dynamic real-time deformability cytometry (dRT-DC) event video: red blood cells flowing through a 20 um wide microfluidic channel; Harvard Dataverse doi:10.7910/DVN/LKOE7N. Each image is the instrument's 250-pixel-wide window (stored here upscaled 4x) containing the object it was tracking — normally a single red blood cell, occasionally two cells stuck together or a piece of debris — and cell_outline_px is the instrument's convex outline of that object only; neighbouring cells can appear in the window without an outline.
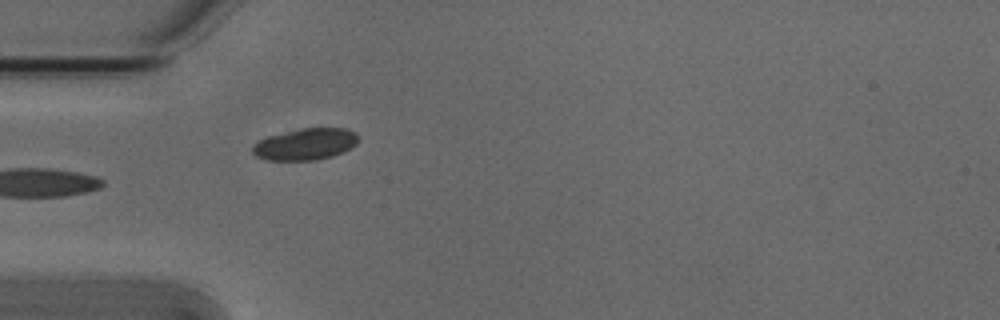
{"species": "Egyptian fruit bat (a non-hibernating species)", "species_latin": "Rousettus aegyptiacus", "temperature_condition": "cold", "stored_images_in_passage": 6, "camera_frame_rate_fps": 3000, "um_per_image_px": 0.085, "animal": {"sex": "male"}, "frame": {"image": 1, "passage_image": 6, "time_ms": 1.667, "image_size_px": [1000, 320], "cell_outline_px": [[356, 144], [344, 152], [332, 156], [316, 160], [268, 160], [256, 156], [252, 152], [252, 144], [268, 136], [304, 128], [348, 128], [356, 132]], "centroid_in_image_um": [25.95, 12.26], "position_along_channel_um": 59.0, "area_um2": 19.36}}